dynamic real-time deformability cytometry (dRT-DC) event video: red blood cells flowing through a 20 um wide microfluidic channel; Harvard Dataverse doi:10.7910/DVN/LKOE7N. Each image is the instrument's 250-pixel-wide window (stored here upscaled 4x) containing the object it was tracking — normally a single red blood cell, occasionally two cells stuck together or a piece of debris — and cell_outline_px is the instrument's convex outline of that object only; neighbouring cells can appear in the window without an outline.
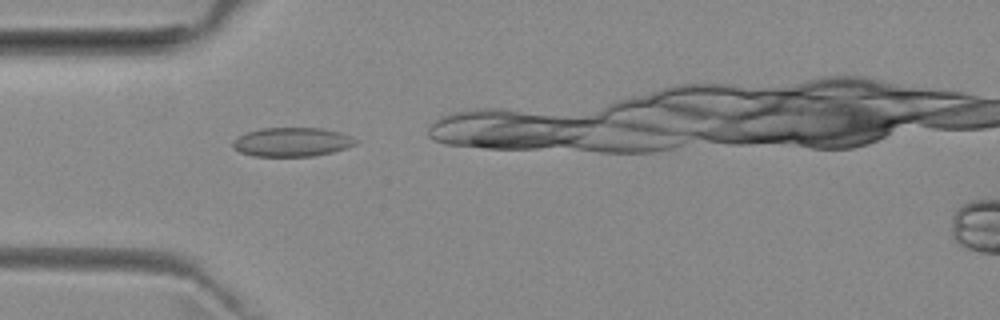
{"species": "common noctule bat (a hibernating species)", "species_latin": "Nyctalus noctula", "temperature_condition": "room temperature", "stored_images_in_passage": 7, "camera_frame_rate_fps": 3000, "um_per_image_px": 0.085, "animal": {"sex": "female", "body_mass_g": 29.2, "forearm_length_mm": 56.3}, "frame": {"image": 1, "passage_image": 1, "time_ms": 0.0, "image_size_px": [1000, 320], "cell_outline_px": [[360, 140], [356, 144], [332, 152], [312, 156], [252, 156], [240, 152], [232, 148], [232, 140], [236, 136], [260, 128], [324, 128], [340, 132]], "centroid_in_image_um": [24.79, 12.06], "position_along_channel_um": 60.2, "area_um2": 20.92}}
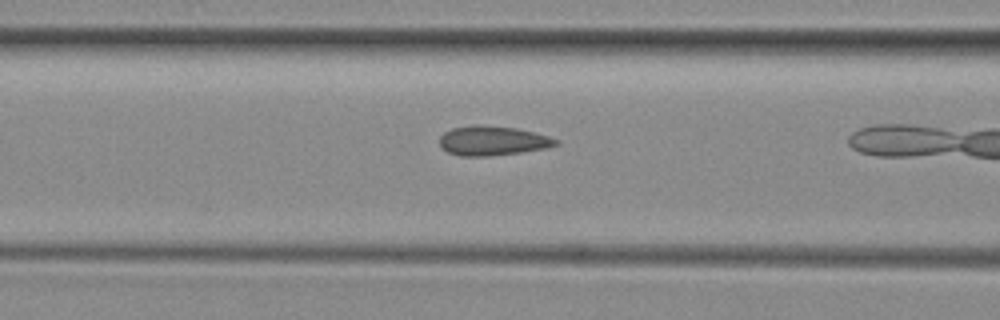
{"frame": {"image": 2, "passage_image": 6, "time_ms": 1.667, "image_size_px": [1000, 320], "cell_outline_px": [[560, 144], [544, 148], [520, 152], [488, 156], [460, 156], [448, 152], [440, 144], [440, 136], [444, 132], [452, 128], [476, 124], [516, 128], [536, 132], [560, 140]], "centroid_in_image_um": [41.89, 11.95], "position_along_channel_um": 124.7, "area_um2": 19.94}}